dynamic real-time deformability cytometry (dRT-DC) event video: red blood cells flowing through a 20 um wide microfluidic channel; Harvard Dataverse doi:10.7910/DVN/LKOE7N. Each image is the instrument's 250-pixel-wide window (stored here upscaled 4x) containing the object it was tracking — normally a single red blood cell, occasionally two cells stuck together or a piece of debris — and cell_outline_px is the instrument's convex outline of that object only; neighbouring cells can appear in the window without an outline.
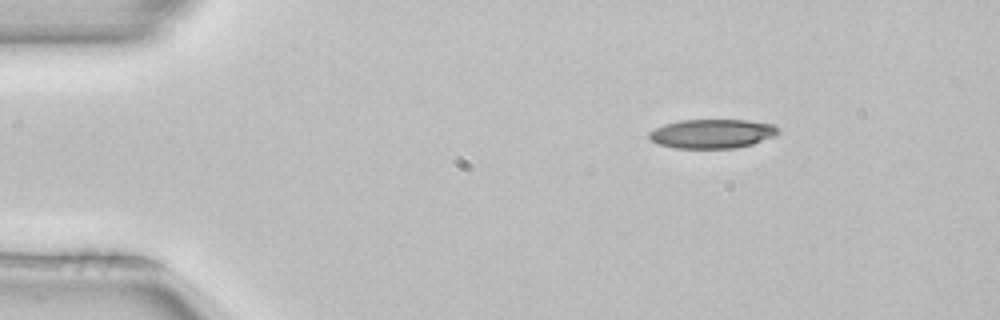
{"species": "common noctule bat (a hibernating species)", "species_latin": "Nyctalus noctula", "temperature_condition": "room temperature", "stored_images_in_passage": 3, "camera_frame_rate_fps": 3000, "um_per_image_px": 0.085, "animal": {"sex": "female", "body_mass_g": 22.7, "forearm_length_mm": 54.2}, "frame": {"image": 1, "passage_image": 1, "time_ms": 0.0, "image_size_px": [1000, 320], "cell_outline_px": [[780, 132], [776, 136], [752, 144], [732, 148], [676, 148], [656, 144], [648, 136], [648, 132], [664, 124], [680, 120], [748, 120], [776, 124], [780, 128]], "centroid_in_image_um": [60.57, 11.35], "position_along_channel_um": 24.4, "area_um2": 22.14}}
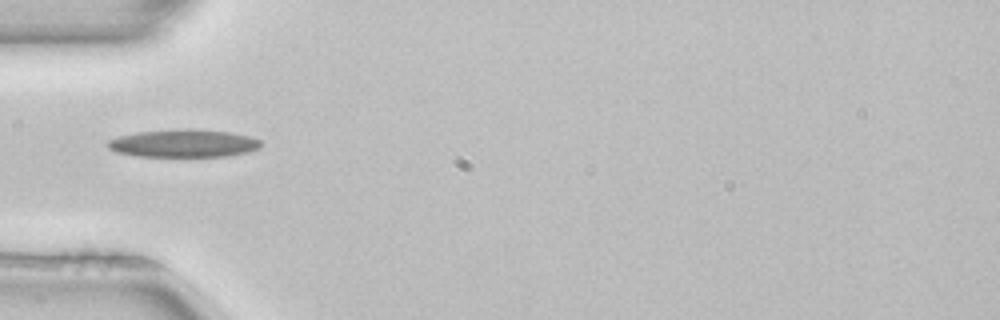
{"frame": {"image": 2, "passage_image": 3, "time_ms": 0.667, "image_size_px": [1000, 320], "cell_outline_px": [[260, 148], [248, 152], [228, 156], [136, 156], [116, 152], [108, 148], [104, 144], [108, 140], [116, 136], [136, 132], [188, 128], [196, 128], [228, 132], [248, 136], [260, 140]], "centroid_in_image_um": [15.55, 12.17], "position_along_channel_um": 69.5, "area_um2": 25.03}}